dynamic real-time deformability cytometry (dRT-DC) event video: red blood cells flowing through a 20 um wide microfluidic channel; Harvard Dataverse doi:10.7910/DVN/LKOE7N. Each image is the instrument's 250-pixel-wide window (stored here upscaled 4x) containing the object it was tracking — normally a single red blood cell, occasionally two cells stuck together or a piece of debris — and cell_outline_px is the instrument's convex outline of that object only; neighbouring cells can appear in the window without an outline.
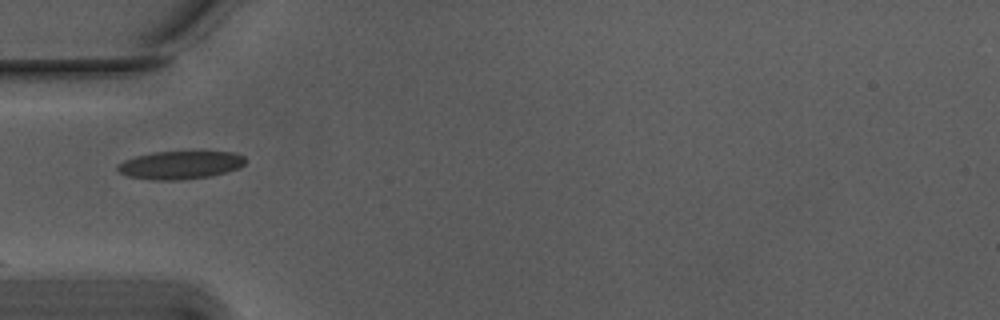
{"species": "Egyptian fruit bat (a non-hibernating species)", "species_latin": "Rousettus aegyptiacus", "temperature_condition": "warm", "stored_images_in_passage": 7, "camera_frame_rate_fps": 3000, "um_per_image_px": 0.085, "animal": {"sex": "male"}, "frame": {"image": 1, "passage_image": 1, "time_ms": 0.0, "image_size_px": [1000, 320], "cell_outline_px": [[244, 164], [240, 168], [208, 176], [176, 180], [156, 180], [128, 176], [120, 172], [116, 168], [116, 164], [124, 160], [136, 156], [156, 152], [232, 152], [244, 156]], "centroid_in_image_um": [15.29, 14.02], "position_along_channel_um": 69.7, "area_um2": 20.58}}
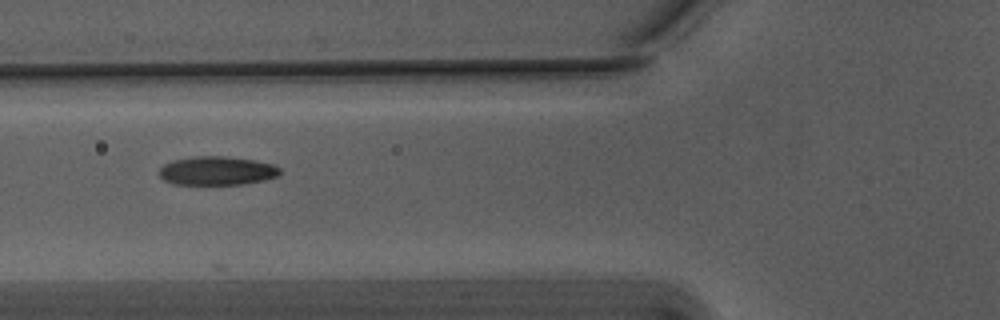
{"frame": {"image": 2, "passage_image": 4, "time_ms": 1.0, "image_size_px": [1000, 320], "cell_outline_px": [[280, 172], [276, 176], [264, 180], [240, 184], [172, 184], [164, 180], [160, 176], [160, 168], [164, 164], [172, 160], [196, 156], [224, 156], [252, 160], [272, 164], [280, 168]], "centroid_in_image_um": [18.4, 14.51], "position_along_channel_um": 107.4, "area_um2": 20.0}}